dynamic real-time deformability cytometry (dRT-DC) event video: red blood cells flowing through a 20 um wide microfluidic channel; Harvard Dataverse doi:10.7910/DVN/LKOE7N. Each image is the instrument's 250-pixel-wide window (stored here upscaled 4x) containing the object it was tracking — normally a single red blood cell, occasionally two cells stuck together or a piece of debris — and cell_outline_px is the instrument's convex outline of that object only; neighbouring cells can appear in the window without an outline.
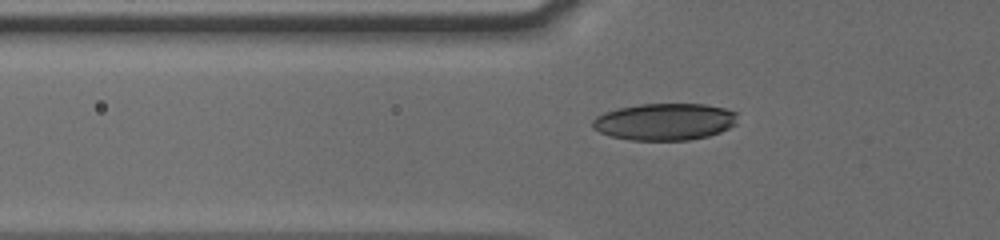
{"species": "human", "species_latin": "Homo sapiens", "temperature_condition": "cold", "stored_images_in_passage": 43, "camera_frame_rate_fps": 3000, "um_per_image_px": 0.085, "donor": {"sex": "male"}, "frame": {"image": 1, "passage_image": 8, "time_ms": 2.333, "image_size_px": [1000, 240], "cell_outline_px": [[736, 124], [720, 132], [708, 136], [688, 140], [628, 140], [612, 136], [600, 132], [592, 128], [592, 120], [596, 116], [604, 112], [616, 108], [640, 104], [704, 104], [724, 108], [736, 112]], "centroid_in_image_um": [56.47, 10.34], "position_along_channel_um": 69.3, "area_um2": 31.27}}
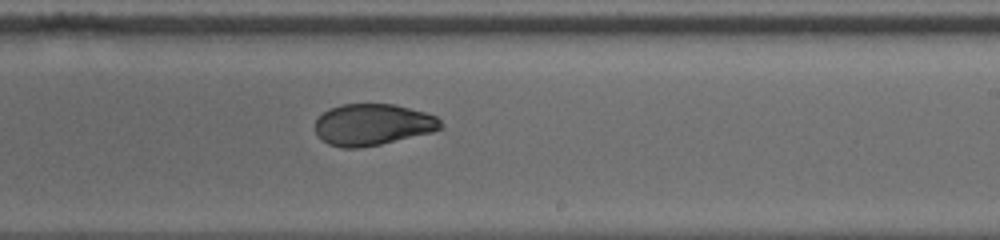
{"frame": {"image": 2, "passage_image": 23, "time_ms": 7.333, "image_size_px": [1000, 240], "cell_outline_px": [[444, 128], [432, 132], [380, 144], [356, 148], [340, 148], [328, 144], [316, 132], [316, 120], [328, 108], [340, 104], [392, 104], [424, 112], [436, 116], [440, 120]], "centroid_in_image_um": [31.68, 10.59], "position_along_channel_um": 257.3, "area_um2": 30.17}}
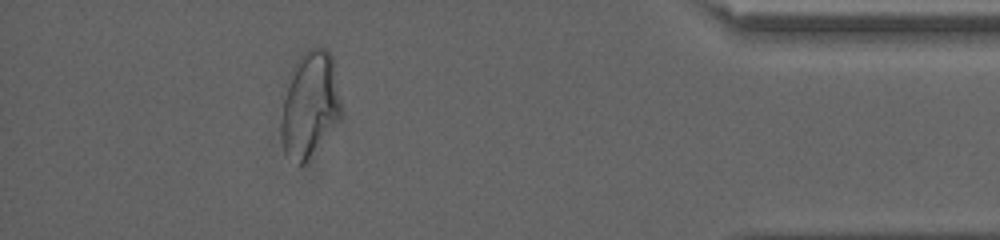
{"frame": {"image": 3, "passage_image": 38, "time_ms": 12.333, "image_size_px": [1000, 240], "cell_outline_px": [[340, 120], [304, 164], [300, 168], [284, 152], [280, 132], [280, 120], [284, 100], [296, 60], [308, 48], [316, 44], [328, 48], [332, 56], [340, 100]], "centroid_in_image_um": [26.33, 8.89], "position_along_channel_um": 408.9, "area_um2": 36.88}}